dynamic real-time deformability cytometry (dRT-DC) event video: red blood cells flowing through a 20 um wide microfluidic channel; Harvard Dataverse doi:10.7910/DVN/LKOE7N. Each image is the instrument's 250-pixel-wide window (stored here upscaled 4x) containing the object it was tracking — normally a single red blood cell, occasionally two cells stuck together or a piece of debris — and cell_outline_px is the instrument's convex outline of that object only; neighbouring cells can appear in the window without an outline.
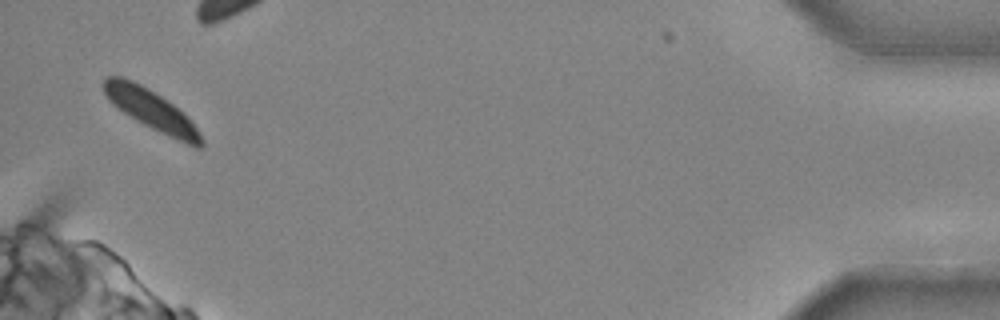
{"species": "common noctule bat (a hibernating species)", "species_latin": "Nyctalus noctula", "temperature_condition": "cold", "stored_images_in_passage": 22, "camera_frame_rate_fps": 3000, "um_per_image_px": 0.085, "animal": {"sex": "male", "body_mass_g": 20.4}, "frame": {"image": 1, "passage_image": 22, "time_ms": 7.0, "image_size_px": [1000, 320], "cell_outline_px": [[204, 144], [200, 148], [196, 148], [160, 132], [136, 120], [112, 104], [108, 100], [104, 92], [104, 76], [120, 76], [132, 80], [148, 88], [172, 104], [200, 132], [204, 140]], "centroid_in_image_um": [12.83, 9.34], "position_along_channel_um": 422.4, "area_um2": 22.2}}